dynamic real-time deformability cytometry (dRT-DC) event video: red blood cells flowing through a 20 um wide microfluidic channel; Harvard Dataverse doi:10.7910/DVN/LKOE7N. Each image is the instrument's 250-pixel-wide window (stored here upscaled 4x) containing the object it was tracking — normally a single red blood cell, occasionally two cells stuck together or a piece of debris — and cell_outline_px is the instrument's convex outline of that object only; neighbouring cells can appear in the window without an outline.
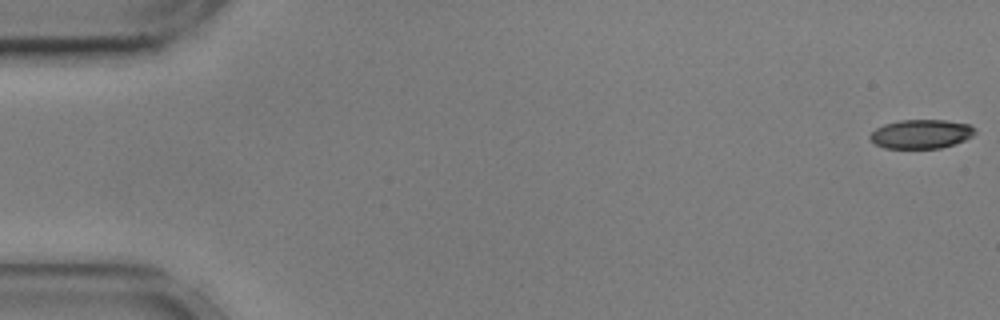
{"species": "common noctule bat (a hibernating species)", "species_latin": "Nyctalus noctula", "temperature_condition": "cold", "stored_images_in_passage": 56, "camera_frame_rate_fps": 3000, "um_per_image_px": 0.085, "animal": {"sex": "male", "body_mass_g": 17.9, "forearm_length_mm": 54.2}, "frame": {"image": 1, "passage_image": 1, "time_ms": 0.0, "image_size_px": [1000, 320], "cell_outline_px": [[976, 132], [972, 136], [964, 140], [940, 148], [884, 148], [876, 144], [868, 136], [876, 128], [884, 124], [900, 120], [944, 120], [968, 124], [976, 128]], "centroid_in_image_um": [78.29, 11.38], "position_along_channel_um": 6.7, "area_um2": 17.63}}
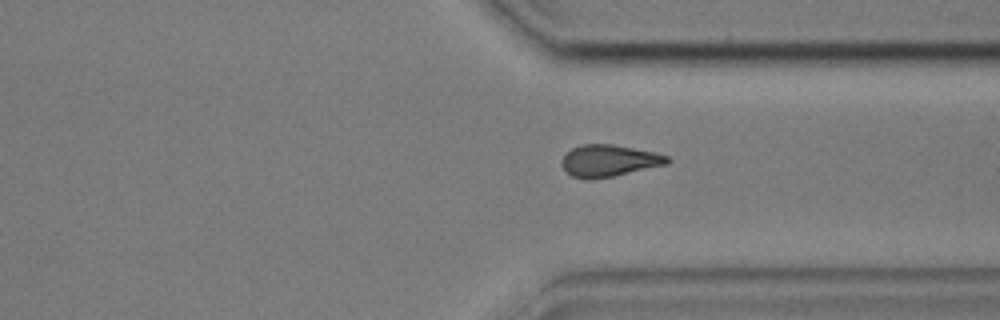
{"frame": {"image": 2, "passage_image": 42, "time_ms": 13.667, "image_size_px": [1000, 320], "cell_outline_px": [[672, 160], [668, 164], [612, 176], [592, 180], [584, 180], [572, 176], [560, 164], [560, 160], [572, 148], [580, 144], [612, 144], [656, 152], [668, 156]], "centroid_in_image_um": [51.76, 13.66], "position_along_channel_um": 359.6, "area_um2": 19.71}}
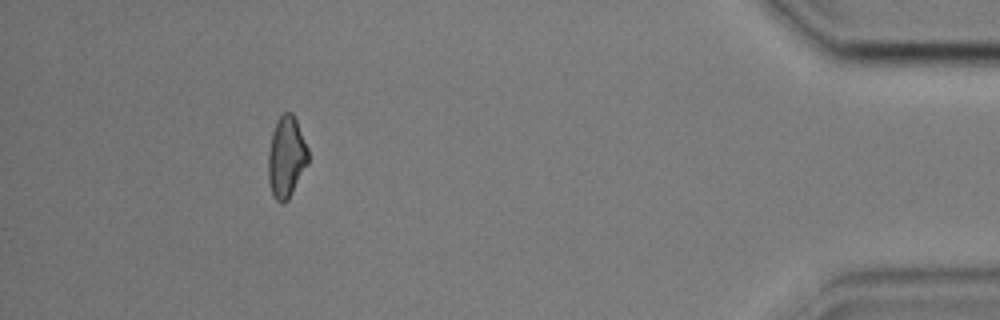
{"frame": {"image": 3, "passage_image": 51, "time_ms": 16.667, "image_size_px": [1000, 320], "cell_outline_px": [[308, 164], [288, 200], [284, 204], [280, 204], [272, 196], [268, 180], [268, 152], [272, 132], [280, 116], [284, 112], [292, 112], [296, 120], [308, 148]], "centroid_in_image_um": [24.33, 13.39], "position_along_channel_um": 410.9, "area_um2": 19.02}, "authors_computed_cell_mechanics": {"area_um2": 19.3341, "velocity_mm_per_s": 3.5996, "shape_relaxation_time_tau1_ms": 5.2061, "shape_relaxation_time_tau2_ms": null, "deformation_change_tau1": 0.106, "deformation_change_tau2": null}}